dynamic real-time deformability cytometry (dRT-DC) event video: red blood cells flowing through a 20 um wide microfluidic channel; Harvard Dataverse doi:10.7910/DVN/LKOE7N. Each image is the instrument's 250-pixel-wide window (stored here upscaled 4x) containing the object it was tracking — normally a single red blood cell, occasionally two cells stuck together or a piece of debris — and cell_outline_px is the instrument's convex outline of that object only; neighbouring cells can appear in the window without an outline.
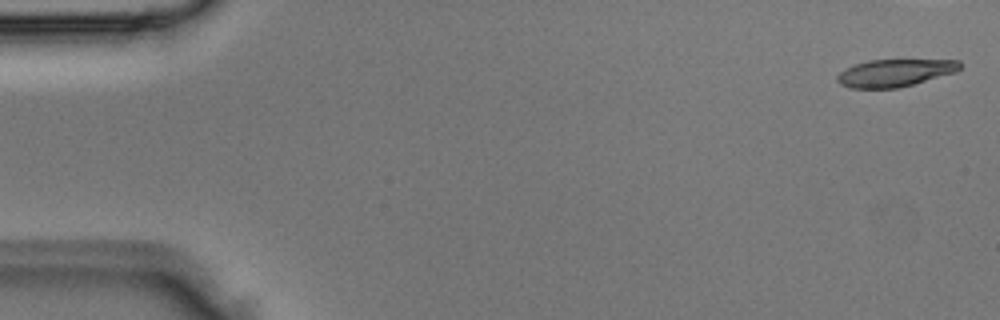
{"species": "Egyptian fruit bat (a non-hibernating species)", "species_latin": "Rousettus aegyptiacus", "temperature_condition": "room temperature", "stored_images_in_passage": 8, "camera_frame_rate_fps": 3000, "um_per_image_px": 0.085, "animal": {"sex": "male"}, "frame": {"image": 1, "passage_image": 1, "time_ms": 0.0, "image_size_px": [1000, 320], "cell_outline_px": [[960, 68], [956, 72], [912, 84], [896, 88], [848, 88], [840, 84], [836, 80], [836, 76], [844, 68], [868, 60], [960, 60]], "centroid_in_image_um": [76.01, 6.19], "position_along_channel_um": 9.0, "area_um2": 19.48}}
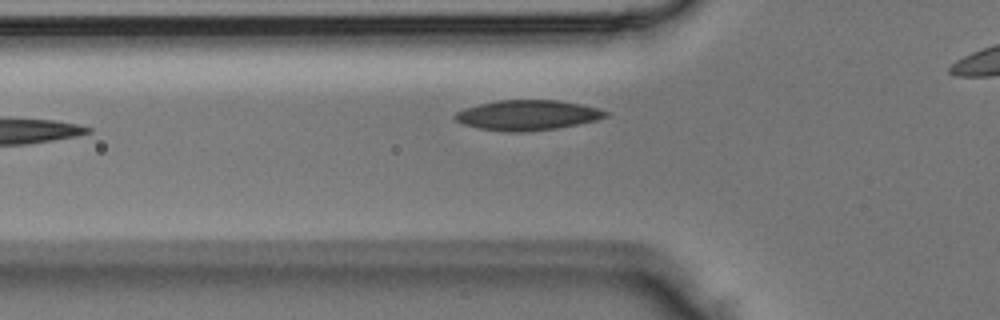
{"frame": {"image": 2, "passage_image": 5, "time_ms": 1.333, "image_size_px": [1000, 320], "cell_outline_px": [[608, 116], [596, 120], [556, 128], [524, 132], [508, 132], [480, 128], [464, 124], [456, 120], [452, 116], [456, 112], [464, 108], [480, 104], [500, 100], [556, 100], [580, 104], [596, 108], [608, 112]], "centroid_in_image_um": [44.81, 9.79], "position_along_channel_um": 81.0, "area_um2": 26.13}}